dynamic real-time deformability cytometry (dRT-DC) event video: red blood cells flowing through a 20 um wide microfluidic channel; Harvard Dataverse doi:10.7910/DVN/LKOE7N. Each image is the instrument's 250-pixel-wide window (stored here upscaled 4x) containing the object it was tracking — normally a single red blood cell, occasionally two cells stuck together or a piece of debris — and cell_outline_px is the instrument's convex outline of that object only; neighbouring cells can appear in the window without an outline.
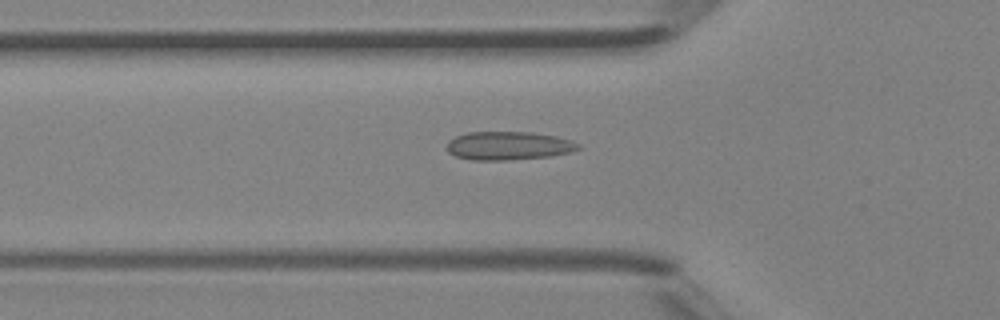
{"species": "Egyptian fruit bat (a non-hibernating species)", "species_latin": "Rousettus aegyptiacus", "temperature_condition": "room temperature", "stored_images_in_passage": 46, "camera_frame_rate_fps": 3000, "um_per_image_px": 0.085, "animal": {"sex": "female"}, "frame": {"image": 1, "passage_image": 16, "time_ms": 5.0, "image_size_px": [1000, 320], "cell_outline_px": [[584, 148], [572, 152], [552, 156], [508, 160], [472, 160], [456, 156], [448, 152], [448, 140], [456, 136], [468, 132], [532, 132], [556, 136], [572, 140], [580, 144]], "centroid_in_image_um": [43.29, 12.39], "position_along_channel_um": 82.5, "area_um2": 22.02}}
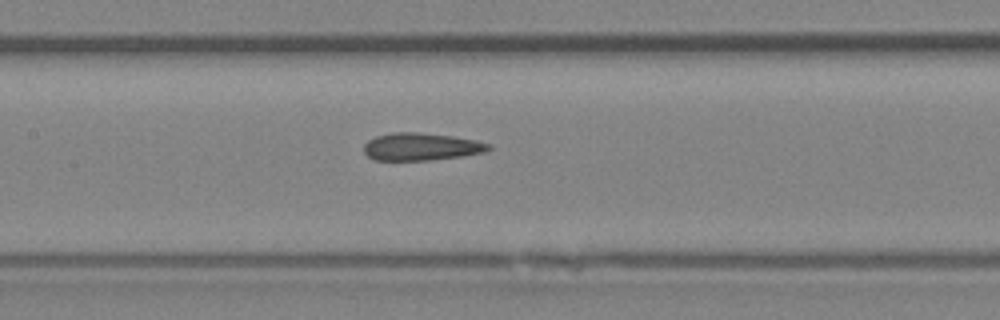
{"frame": {"image": 2, "passage_image": 22, "time_ms": 7.0, "image_size_px": [1000, 320], "cell_outline_px": [[492, 148], [484, 152], [460, 156], [428, 160], [372, 160], [364, 152], [364, 144], [368, 140], [376, 136], [392, 132], [416, 132], [452, 136], [476, 140], [488, 144]], "centroid_in_image_um": [35.75, 12.46], "position_along_channel_um": 171.6, "area_um2": 19.88}}
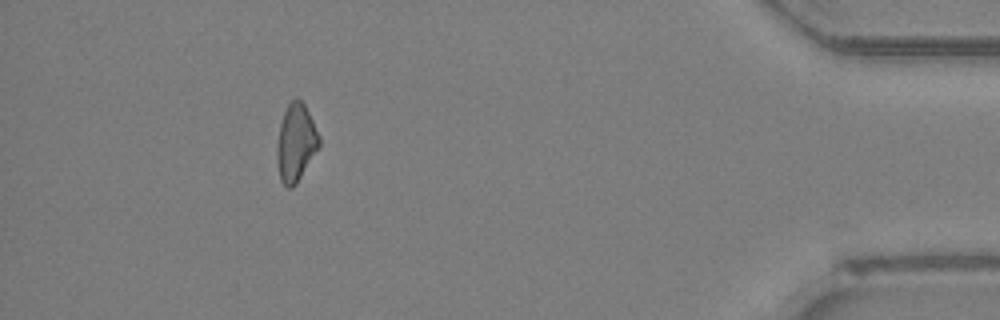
{"frame": {"image": 3, "passage_image": 42, "time_ms": 13.667, "image_size_px": [1000, 320], "cell_outline_px": [[320, 144], [296, 184], [292, 188], [288, 188], [280, 180], [276, 160], [276, 144], [280, 124], [284, 112], [288, 104], [296, 96], [304, 104], [320, 136]], "centroid_in_image_um": [25.12, 12.13], "position_along_channel_um": 410.1, "area_um2": 18.96}, "authors_computed_cell_mechanics": {"area_um2": 19.9121, "velocity_mm_per_s": 4.4503, "shape_relaxation_time_tau1_ms": null, "shape_relaxation_time_tau2_ms": 5.4479, "deformation_change_tau1": null, "deformation_change_tau2": 0.132}}